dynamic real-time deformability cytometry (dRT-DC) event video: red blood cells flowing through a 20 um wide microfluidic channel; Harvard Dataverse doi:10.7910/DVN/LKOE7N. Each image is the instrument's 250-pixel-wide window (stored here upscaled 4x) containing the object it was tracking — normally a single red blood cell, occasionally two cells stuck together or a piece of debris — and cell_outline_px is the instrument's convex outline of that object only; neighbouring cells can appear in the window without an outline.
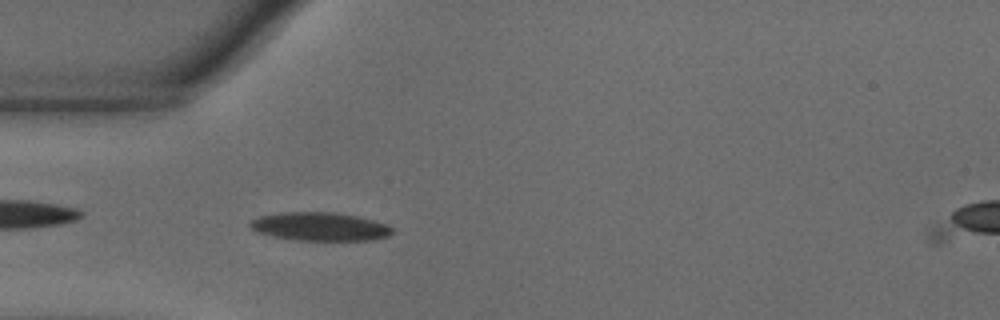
{"species": "common noctule bat (a hibernating species)", "species_latin": "Nyctalus noctula", "temperature_condition": "warm", "stored_images_in_passage": 42, "camera_frame_rate_fps": 3000, "um_per_image_px": 0.085, "animal": {"sex": "male", "body_mass_g": 18.8}, "frame": {"image": 1, "passage_image": 3, "time_ms": 0.667, "image_size_px": [1000, 320], "cell_outline_px": [[396, 232], [388, 236], [372, 240], [292, 240], [260, 232], [252, 228], [248, 224], [248, 220], [260, 216], [280, 212], [336, 212], [356, 216], [372, 220], [384, 224], [392, 228]], "centroid_in_image_um": [27.19, 19.25], "position_along_channel_um": 57.8, "area_um2": 23.47}}
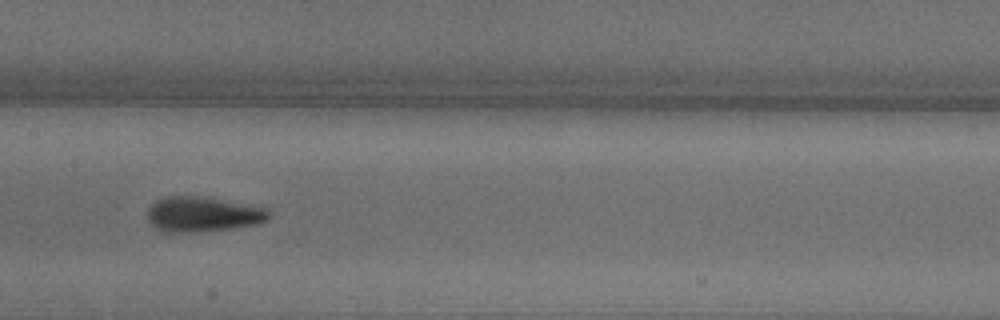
{"frame": {"image": 2, "passage_image": 14, "time_ms": 4.333, "image_size_px": [1000, 320], "cell_outline_px": [[272, 216], [268, 220], [260, 224], [232, 228], [200, 232], [160, 232], [148, 220], [148, 208], [156, 200], [172, 196], [196, 196], [272, 208]], "centroid_in_image_um": [17.31, 18.23], "position_along_channel_um": 190.1, "area_um2": 25.09}}
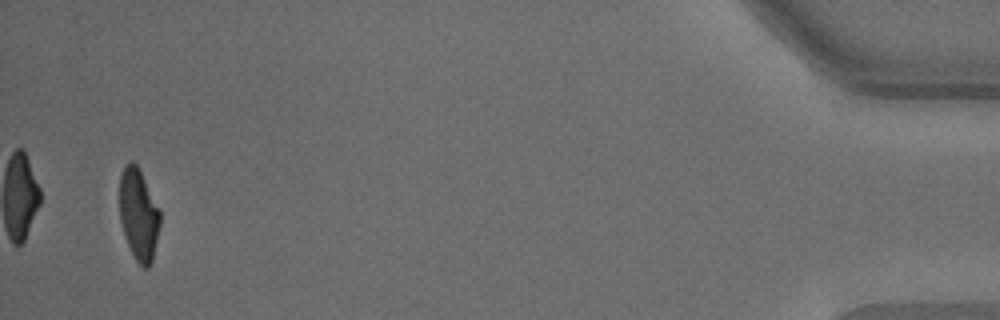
{"frame": {"image": 3, "passage_image": 40, "time_ms": 13.0, "image_size_px": [1000, 320], "cell_outline_px": [[160, 224], [152, 264], [148, 268], [144, 268], [136, 260], [124, 236], [120, 220], [120, 176], [124, 168], [132, 160], [136, 164], [160, 212]], "centroid_in_image_um": [11.78, 18.3], "position_along_channel_um": 423.4, "area_um2": 21.15}, "authors_computed_cell_mechanics": {"area_um2": 23.4668, "velocity_mm_per_s": 3.6665, "shape_relaxation_time_tau1_ms": 4.6757, "shape_relaxation_time_tau2_ms": 1.4175, "deformation_change_tau1": 0.1937, "deformation_change_tau2": 0.0803}}